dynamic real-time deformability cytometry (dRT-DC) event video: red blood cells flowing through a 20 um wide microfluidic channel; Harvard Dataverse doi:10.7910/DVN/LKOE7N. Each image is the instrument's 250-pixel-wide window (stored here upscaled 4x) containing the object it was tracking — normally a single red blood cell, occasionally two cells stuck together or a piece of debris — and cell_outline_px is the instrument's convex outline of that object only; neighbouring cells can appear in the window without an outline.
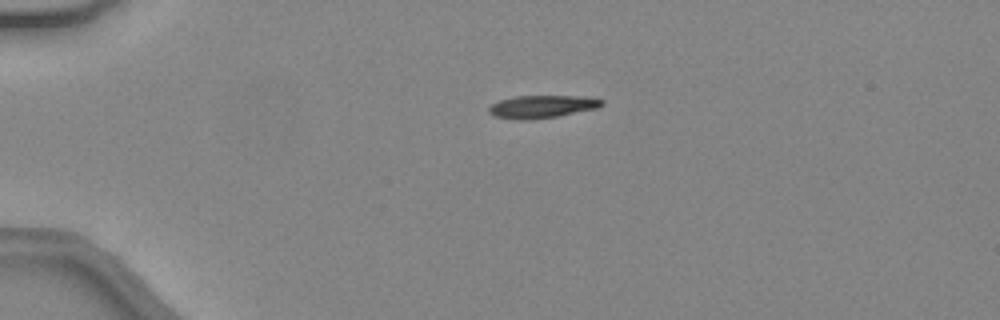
{"species": "common noctule bat (a hibernating species)", "species_latin": "Nyctalus noctula", "temperature_condition": "warm", "stored_images_in_passage": 36, "camera_frame_rate_fps": 3000, "um_per_image_px": 0.085, "animal": {"sex": "female", "body_mass_g": 24.6, "forearm_length_mm": 56.2}, "frame": {"image": 1, "passage_image": 1, "time_ms": 0.0, "image_size_px": [1000, 320], "cell_outline_px": [[604, 104], [600, 108], [556, 116], [516, 120], [492, 116], [488, 112], [488, 108], [492, 104], [500, 100], [516, 96], [584, 96], [604, 100]], "centroid_in_image_um": [46.08, 9.05], "position_along_channel_um": 38.9, "area_um2": 14.91}}
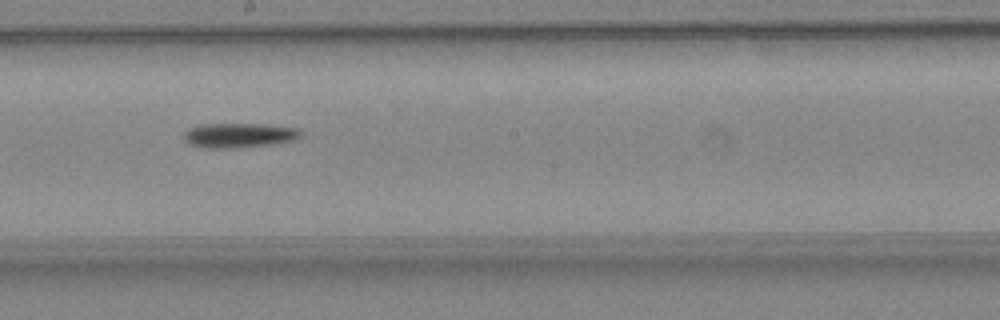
{"frame": {"image": 2, "passage_image": 17, "time_ms": 5.333, "image_size_px": [1000, 320], "cell_outline_px": [[304, 132], [296, 140], [268, 144], [236, 148], [204, 148], [188, 144], [184, 140], [184, 132], [188, 128], [200, 124], [264, 124], [296, 128]], "centroid_in_image_um": [20.28, 11.5], "position_along_channel_um": 227.9, "area_um2": 16.88}}
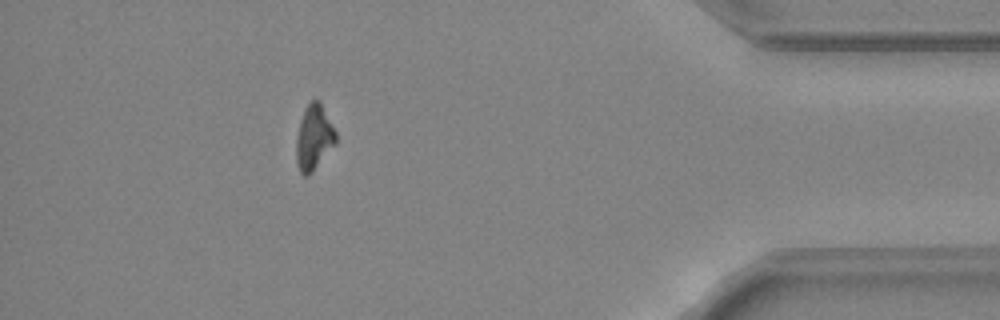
{"frame": {"image": 3, "passage_image": 32, "time_ms": 10.333, "image_size_px": [1000, 320], "cell_outline_px": [[336, 144], [312, 172], [308, 176], [304, 176], [300, 172], [296, 164], [296, 136], [300, 120], [304, 108], [312, 100], [320, 100], [336, 132]], "centroid_in_image_um": [26.67, 11.69], "position_along_channel_um": 408.5, "area_um2": 15.2}, "authors_computed_cell_mechanics": {"area_um2": 15.5771, "velocity_mm_per_s": 4.4771, "shape_relaxation_time_tau1_ms": 3.9529, "shape_relaxation_time_tau2_ms": null, "deformation_change_tau1": 0.1537, "deformation_change_tau2": null}}